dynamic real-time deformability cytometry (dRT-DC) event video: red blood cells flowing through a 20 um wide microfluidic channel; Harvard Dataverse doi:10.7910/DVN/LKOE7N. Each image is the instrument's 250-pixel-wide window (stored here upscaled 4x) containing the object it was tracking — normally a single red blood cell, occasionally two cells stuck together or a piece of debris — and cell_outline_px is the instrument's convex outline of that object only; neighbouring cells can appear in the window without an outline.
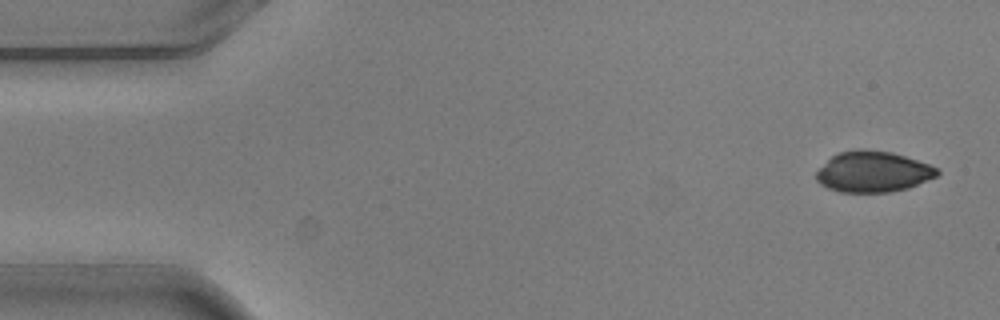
{"species": "common noctule bat (a hibernating species)", "species_latin": "Nyctalus noctula", "temperature_condition": "warm", "stored_images_in_passage": 4, "camera_frame_rate_fps": 3000, "um_per_image_px": 0.085, "animal": {"sex": "male", "body_mass_g": 20.5, "forearm_length_mm": 52.5}, "frame": {"image": 1, "passage_image": 1, "time_ms": 0.0, "image_size_px": [1000, 320], "cell_outline_px": [[940, 172], [936, 176], [908, 188], [888, 192], [840, 192], [828, 188], [820, 184], [816, 180], [816, 172], [832, 156], [840, 152], [856, 148], [860, 148], [892, 152], [940, 168]], "centroid_in_image_um": [74.2, 14.59], "position_along_channel_um": 10.8, "area_um2": 28.73}}